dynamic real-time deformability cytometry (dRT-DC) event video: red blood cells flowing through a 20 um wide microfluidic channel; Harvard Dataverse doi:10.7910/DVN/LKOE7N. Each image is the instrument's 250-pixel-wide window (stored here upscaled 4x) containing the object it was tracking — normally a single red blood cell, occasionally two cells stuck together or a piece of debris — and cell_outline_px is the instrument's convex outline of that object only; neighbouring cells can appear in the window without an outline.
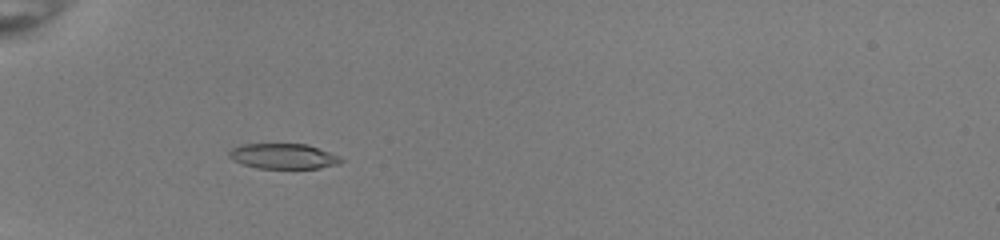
{"species": "common noctule bat (a hibernating species)", "species_latin": "Nyctalus noctula", "temperature_condition": "room temperature", "stored_images_in_passage": 40, "camera_frame_rate_fps": 3000, "um_per_image_px": 0.085, "animal": {"sex": "female", "body_mass_g": 22.0, "forearm_length_mm": 56.7}, "frame": {"image": 1, "passage_image": 6, "time_ms": 1.667, "image_size_px": [1000, 240], "cell_outline_px": [[344, 160], [336, 164], [320, 168], [256, 168], [232, 160], [228, 156], [228, 152], [232, 148], [240, 144], [308, 144], [340, 156]], "centroid_in_image_um": [24.06, 13.27], "position_along_channel_um": 60.9, "area_um2": 16.47}}
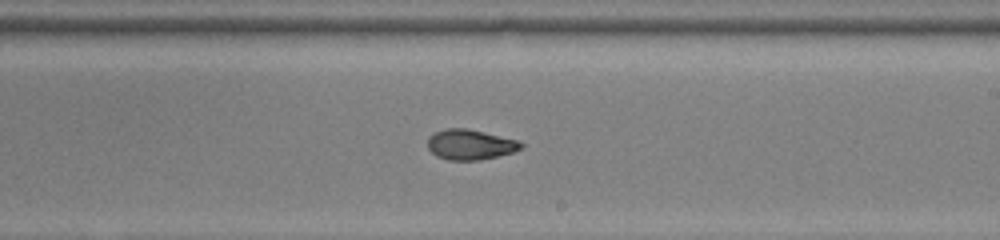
{"frame": {"image": 2, "passage_image": 21, "time_ms": 6.667, "image_size_px": [1000, 240], "cell_outline_px": [[524, 148], [512, 152], [480, 160], [448, 160], [436, 156], [428, 148], [428, 136], [432, 132], [444, 128], [468, 128], [516, 140], [524, 144]], "centroid_in_image_um": [39.93, 12.28], "position_along_channel_um": 249.1, "area_um2": 16.53}}
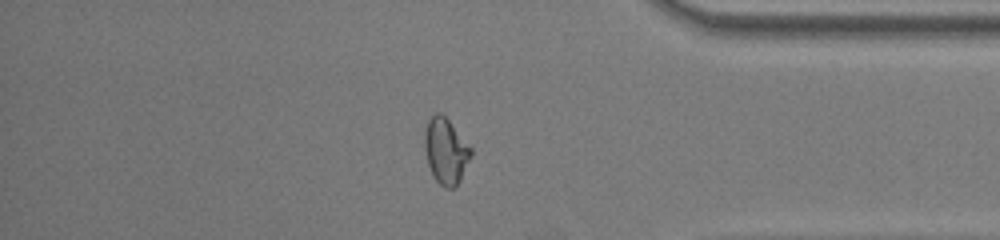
{"frame": {"image": 3, "passage_image": 33, "time_ms": 10.667, "image_size_px": [1000, 240], "cell_outline_px": [[472, 156], [460, 180], [452, 188], [444, 188], [436, 180], [428, 164], [424, 148], [424, 132], [428, 120], [436, 112], [440, 112], [448, 120], [472, 148]], "centroid_in_image_um": [37.89, 12.83], "position_along_channel_um": 397.3, "area_um2": 17.63}, "authors_computed_cell_mechanics": {"area_um2": 17.051, "velocity_mm_per_s": 4.0172, "shape_relaxation_time_tau1_ms": 4.2015, "shape_relaxation_time_tau2_ms": 1.4307, "deformation_change_tau1": 0.1744, "deformation_change_tau2": 0.0665}}